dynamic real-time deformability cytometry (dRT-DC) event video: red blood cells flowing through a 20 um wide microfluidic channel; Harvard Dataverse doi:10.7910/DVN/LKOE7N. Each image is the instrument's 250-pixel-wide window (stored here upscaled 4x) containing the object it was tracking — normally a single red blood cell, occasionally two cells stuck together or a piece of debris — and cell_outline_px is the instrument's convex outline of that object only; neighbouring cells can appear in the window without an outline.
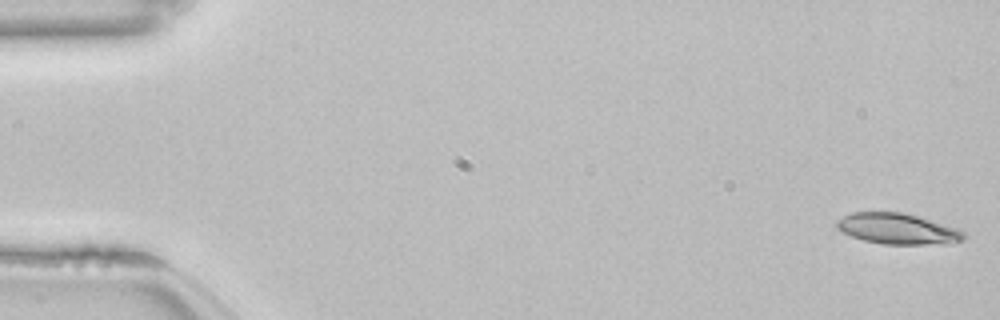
{"species": "common noctule bat (a hibernating species)", "species_latin": "Nyctalus noctula", "temperature_condition": "room temperature", "stored_images_in_passage": 53, "camera_frame_rate_fps": 3000, "um_per_image_px": 0.085, "animal": {"sex": "female", "body_mass_g": 22.7, "forearm_length_mm": 54.2}, "frame": {"image": 1, "passage_image": 1, "time_ms": 0.0, "image_size_px": [1000, 320], "cell_outline_px": [[968, 236], [964, 240], [948, 244], [884, 244], [864, 240], [852, 236], [836, 228], [836, 220], [852, 212], [904, 212], [920, 216], [956, 228], [964, 232]], "centroid_in_image_um": [76.34, 19.44], "position_along_channel_um": 8.7, "area_um2": 22.95}}
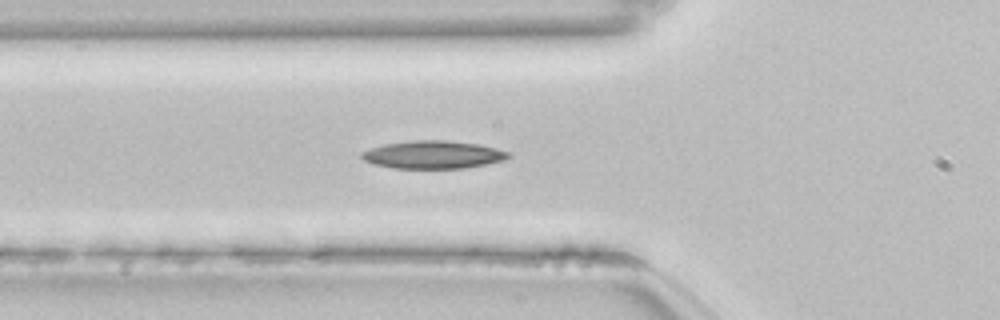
{"frame": {"image": 2, "passage_image": 19, "time_ms": 6.0, "image_size_px": [1000, 320], "cell_outline_px": [[512, 156], [504, 160], [464, 168], [392, 168], [372, 164], [364, 160], [360, 156], [360, 152], [384, 144], [416, 140], [448, 140], [480, 144], [496, 148], [508, 152]], "centroid_in_image_um": [36.8, 13.14], "position_along_channel_um": 89.0, "area_um2": 23.81}}
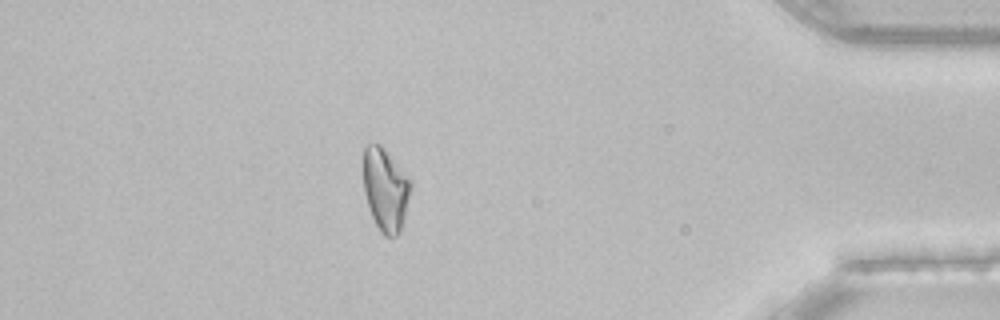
{"frame": {"image": 3, "passage_image": 47, "time_ms": 15.333, "image_size_px": [1000, 320], "cell_outline_px": [[412, 184], [400, 232], [396, 236], [384, 236], [380, 232], [372, 216], [364, 192], [364, 148], [368, 144], [380, 144], [384, 148]], "centroid_in_image_um": [32.75, 16.13], "position_along_channel_um": 402.5, "area_um2": 22.25}, "authors_computed_cell_mechanics": {"area_um2": 22.7732, "velocity_mm_per_s": 3.8261, "shape_relaxation_time_tau1_ms": 7.0034, "shape_relaxation_time_tau2_ms": null, "deformation_change_tau1": 0.1752, "deformation_change_tau2": null}}